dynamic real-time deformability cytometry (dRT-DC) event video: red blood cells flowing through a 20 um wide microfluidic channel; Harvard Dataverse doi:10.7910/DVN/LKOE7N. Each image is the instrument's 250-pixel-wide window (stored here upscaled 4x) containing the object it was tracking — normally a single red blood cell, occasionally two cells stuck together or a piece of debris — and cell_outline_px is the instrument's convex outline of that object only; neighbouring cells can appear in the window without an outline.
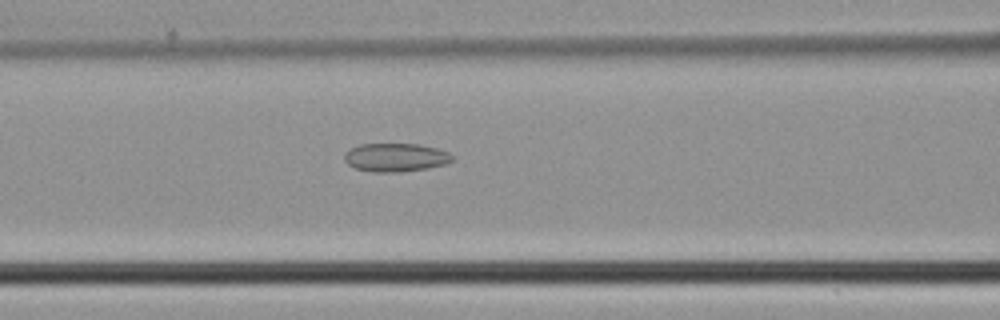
{"species": "common noctule bat (a hibernating species)", "species_latin": "Nyctalus noctula", "temperature_condition": "cold", "stored_images_in_passage": 33, "camera_frame_rate_fps": 3000, "um_per_image_px": 0.085, "animal": {"sex": "male", "body_mass_g": 21.5, "forearm_length_mm": 52.0}, "frame": {"image": 1, "passage_image": 10, "time_ms": 3.0, "image_size_px": [1000, 320], "cell_outline_px": [[452, 160], [444, 164], [428, 168], [400, 172], [372, 172], [356, 168], [348, 164], [344, 160], [344, 152], [360, 144], [420, 144], [436, 148], [448, 152], [452, 156]], "centroid_in_image_um": [33.6, 13.38], "position_along_channel_um": 133.0, "area_um2": 17.8}}
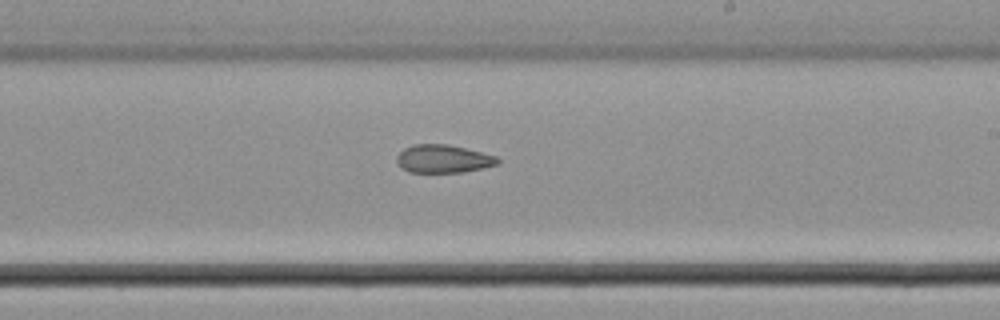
{"frame": {"image": 2, "passage_image": 18, "time_ms": 5.667, "image_size_px": [1000, 320], "cell_outline_px": [[500, 164], [484, 168], [464, 172], [408, 172], [400, 168], [396, 160], [396, 156], [404, 148], [416, 144], [448, 144], [496, 156], [500, 160]], "centroid_in_image_um": [37.67, 13.51], "position_along_channel_um": 251.3, "area_um2": 16.59}}
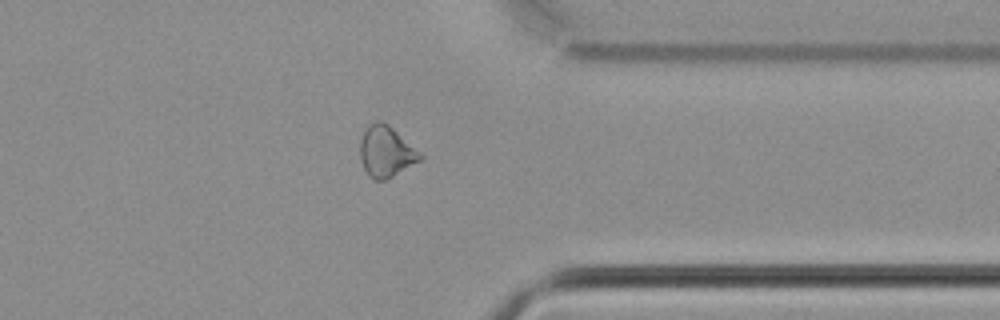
{"frame": {"image": 3, "passage_image": 27, "time_ms": 8.667, "image_size_px": [1000, 320], "cell_outline_px": [[424, 156], [420, 160], [392, 176], [384, 180], [376, 180], [368, 176], [360, 160], [360, 140], [368, 124], [376, 120], [380, 120], [388, 124]], "centroid_in_image_um": [32.78, 12.87], "position_along_channel_um": 378.6, "area_um2": 17.63}}